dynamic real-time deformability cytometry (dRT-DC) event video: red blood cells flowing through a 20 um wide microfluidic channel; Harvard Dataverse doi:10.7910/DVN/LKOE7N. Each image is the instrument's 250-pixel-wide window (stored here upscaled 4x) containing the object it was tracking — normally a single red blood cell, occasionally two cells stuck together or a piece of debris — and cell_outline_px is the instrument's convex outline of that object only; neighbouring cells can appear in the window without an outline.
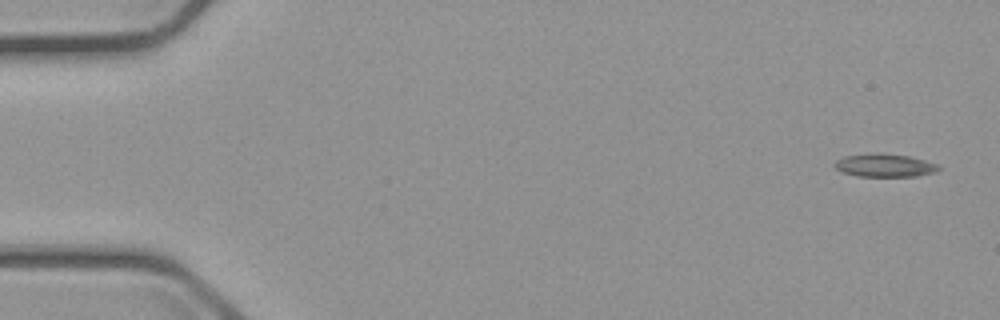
{"species": "common noctule bat (a hibernating species)", "species_latin": "Nyctalus noctula", "temperature_condition": "cold", "stored_images_in_passage": 5, "camera_frame_rate_fps": 3000, "um_per_image_px": 0.085, "animal": {"sex": "male", "body_mass_g": 23.1, "forearm_length_mm": 52.7}, "frame": {"image": 1, "passage_image": 1, "time_ms": 0.0, "image_size_px": [1000, 320], "cell_outline_px": [[940, 168], [936, 172], [916, 176], [856, 176], [844, 172], [836, 168], [832, 164], [836, 160], [844, 156], [880, 152], [908, 156], [924, 160], [936, 164]], "centroid_in_image_um": [75.17, 14.05], "position_along_channel_um": 9.8, "area_um2": 13.93}}
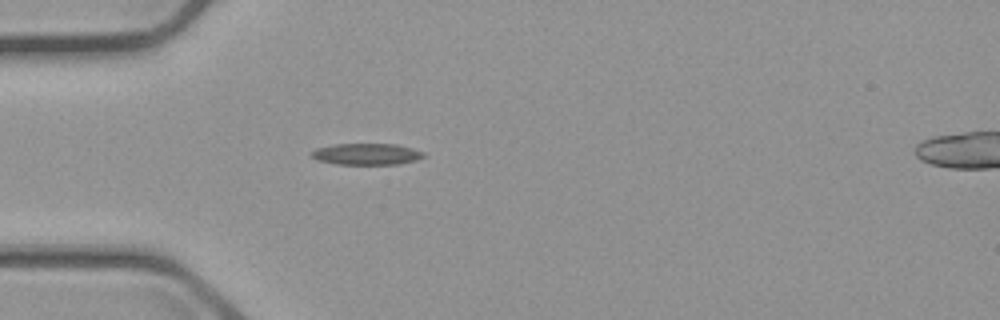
{"frame": {"image": 2, "passage_image": 5, "time_ms": 4.667, "image_size_px": [1000, 320], "cell_outline_px": [[424, 156], [416, 160], [396, 164], [336, 164], [316, 160], [308, 152], [316, 148], [336, 144], [396, 144], [412, 148], [424, 152]], "centroid_in_image_um": [31.12, 13.09], "position_along_channel_um": 53.9, "area_um2": 13.99}}